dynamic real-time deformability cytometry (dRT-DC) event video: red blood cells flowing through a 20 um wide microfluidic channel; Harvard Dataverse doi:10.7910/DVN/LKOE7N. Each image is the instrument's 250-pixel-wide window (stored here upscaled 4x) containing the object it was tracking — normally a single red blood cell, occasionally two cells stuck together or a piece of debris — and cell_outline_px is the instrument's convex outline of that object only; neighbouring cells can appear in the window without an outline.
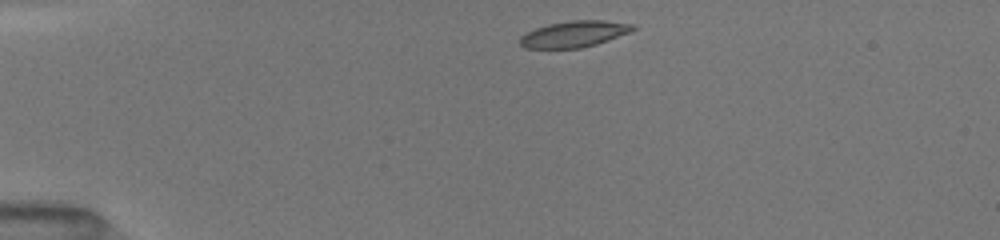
{"species": "common noctule bat (a hibernating species)", "species_latin": "Nyctalus noctula", "temperature_condition": "room temperature", "stored_images_in_passage": 40, "camera_frame_rate_fps": 3000, "um_per_image_px": 0.085, "animal": {"sex": "female", "body_mass_g": 19.5, "forearm_length_mm": 54.1}, "frame": {"image": 1, "passage_image": 1, "time_ms": 0.0, "image_size_px": [1000, 240], "cell_outline_px": [[636, 28], [628, 32], [608, 40], [596, 44], [580, 48], [524, 48], [520, 44], [520, 36], [536, 28], [548, 24], [572, 20], [604, 20], [636, 24]], "centroid_in_image_um": [48.81, 2.88], "position_along_channel_um": 36.2, "area_um2": 17.17}}
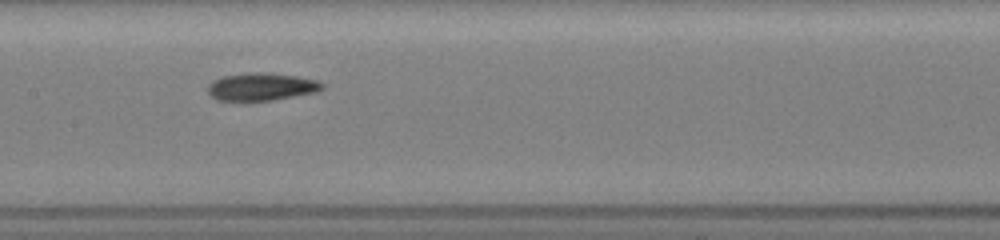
{"frame": {"image": 2, "passage_image": 16, "time_ms": 5.0, "image_size_px": [1000, 240], "cell_outline_px": [[324, 88], [316, 92], [272, 100], [216, 100], [208, 92], [208, 84], [212, 80], [224, 76], [248, 72], [264, 72], [296, 76], [320, 80], [324, 84]], "centroid_in_image_um": [22.24, 7.36], "position_along_channel_um": 185.2, "area_um2": 18.44}}
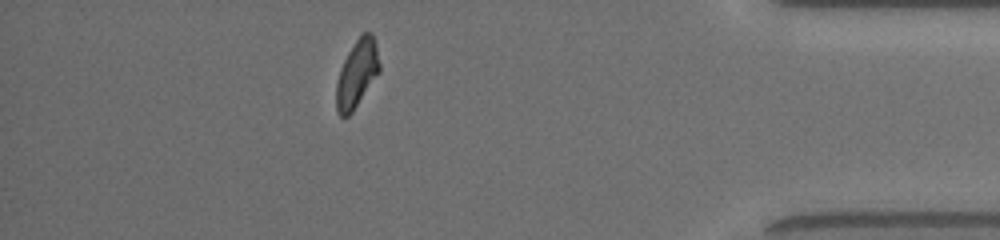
{"frame": {"image": 3, "passage_image": 35, "time_ms": 11.333, "image_size_px": [1000, 240], "cell_outline_px": [[380, 72], [352, 112], [348, 116], [340, 116], [336, 112], [336, 84], [340, 68], [348, 52], [356, 40], [364, 32], [372, 32], [376, 44], [380, 64]], "centroid_in_image_um": [30.34, 6.27], "position_along_channel_um": 404.9, "area_um2": 16.99}, "authors_computed_cell_mechanics": {"area_um2": 17.8891, "velocity_mm_per_s": 4.0439, "shape_relaxation_time_tau1_ms": 4.385, "shape_relaxation_time_tau2_ms": 3.7317, "deformation_change_tau1": 0.142, "deformation_change_tau2": 0.0982}}